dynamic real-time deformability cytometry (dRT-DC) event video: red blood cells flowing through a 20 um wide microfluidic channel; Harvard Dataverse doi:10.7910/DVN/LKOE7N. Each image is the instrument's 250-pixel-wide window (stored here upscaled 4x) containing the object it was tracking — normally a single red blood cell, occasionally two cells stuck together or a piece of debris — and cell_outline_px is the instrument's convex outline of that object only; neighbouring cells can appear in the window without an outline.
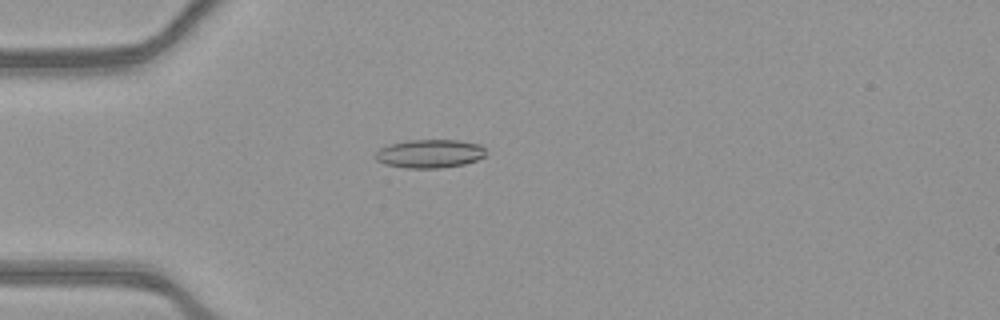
{"species": "common noctule bat (a hibernating species)", "species_latin": "Nyctalus noctula", "temperature_condition": "warm", "stored_images_in_passage": 54, "camera_frame_rate_fps": 3000, "um_per_image_px": 0.085, "animal": {"sex": "female", "body_mass_g": 21.9}, "frame": {"image": 1, "passage_image": 16, "time_ms": 5.0, "image_size_px": [1000, 320], "cell_outline_px": [[488, 152], [484, 156], [476, 160], [464, 164], [440, 168], [404, 168], [384, 164], [376, 160], [376, 152], [380, 148], [392, 144], [408, 140], [460, 140], [480, 144]], "centroid_in_image_um": [36.55, 13.06], "position_along_channel_um": 48.4, "area_um2": 18.38}}
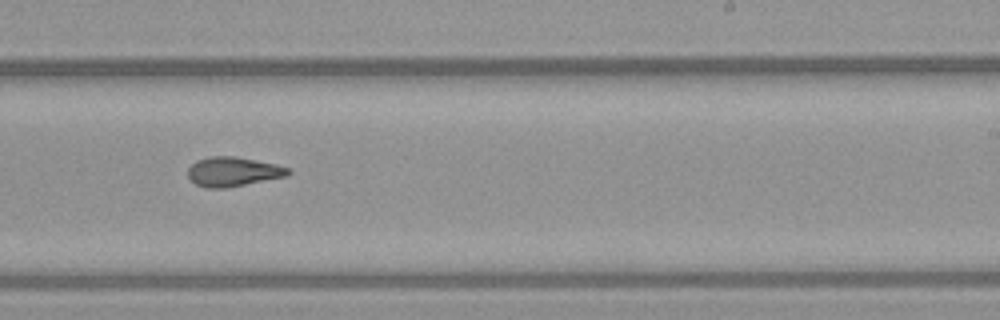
{"frame": {"image": 2, "passage_image": 34, "time_ms": 11.0, "image_size_px": [1000, 320], "cell_outline_px": [[292, 172], [288, 176], [224, 188], [204, 188], [196, 184], [188, 176], [188, 168], [196, 160], [208, 156], [236, 156], [276, 164], [288, 168]], "centroid_in_image_um": [19.8, 14.58], "position_along_channel_um": 269.2, "area_um2": 17.22}}
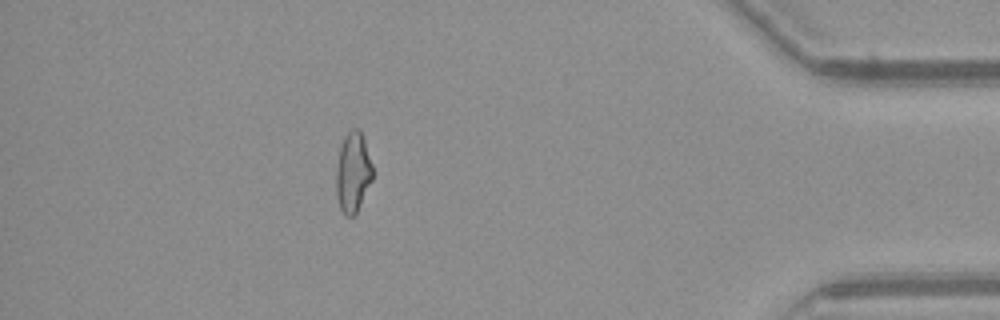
{"frame": {"image": 3, "passage_image": 48, "time_ms": 15.667, "image_size_px": [1000, 320], "cell_outline_px": [[372, 180], [356, 212], [352, 216], [344, 216], [340, 208], [336, 196], [336, 168], [340, 148], [344, 136], [352, 128], [360, 128], [372, 164]], "centroid_in_image_um": [29.98, 14.64], "position_along_channel_um": 405.2, "area_um2": 16.94}, "authors_computed_cell_mechanics": {"area_um2": 17.5134, "velocity_mm_per_s": 3.9234, "shape_relaxation_time_tau1_ms": null, "shape_relaxation_time_tau2_ms": 2.9363, "deformation_change_tau1": null, "deformation_change_tau2": 0.1128}}